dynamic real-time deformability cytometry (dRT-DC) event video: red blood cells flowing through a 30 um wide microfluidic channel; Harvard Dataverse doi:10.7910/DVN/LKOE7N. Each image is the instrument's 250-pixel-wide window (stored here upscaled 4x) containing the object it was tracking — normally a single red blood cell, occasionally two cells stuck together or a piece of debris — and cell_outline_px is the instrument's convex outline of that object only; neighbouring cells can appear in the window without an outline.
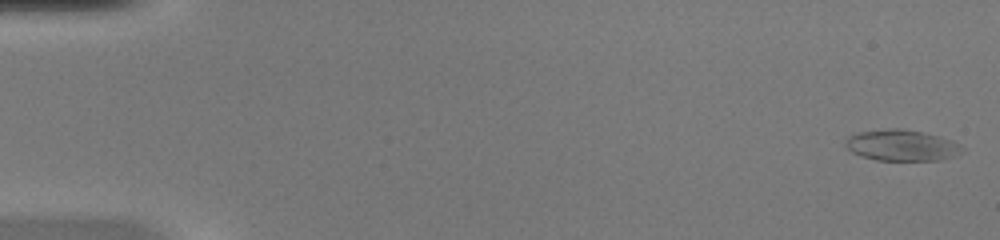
{"species": "common noctule bat (a hibernating species)", "species_latin": "Nyctalus noctula", "temperature_condition": "warm", "stored_images_in_passage": 50, "camera_frame_rate_fps": 3000, "um_per_image_px": 0.085, "animal": {"sex": "female", "body_mass_g": 20.0, "forearm_length_mm": 54.0}, "frame": {"image": 1, "passage_image": 1, "time_ms": 0.0, "image_size_px": [1000, 240], "cell_outline_px": [[964, 152], [956, 156], [940, 160], [876, 160], [860, 156], [852, 152], [844, 144], [844, 140], [848, 136], [856, 132], [888, 128], [900, 128], [924, 132], [940, 136], [952, 140], [960, 144], [964, 148]], "centroid_in_image_um": [76.66, 12.34], "position_along_channel_um": 8.3, "area_um2": 21.56}}
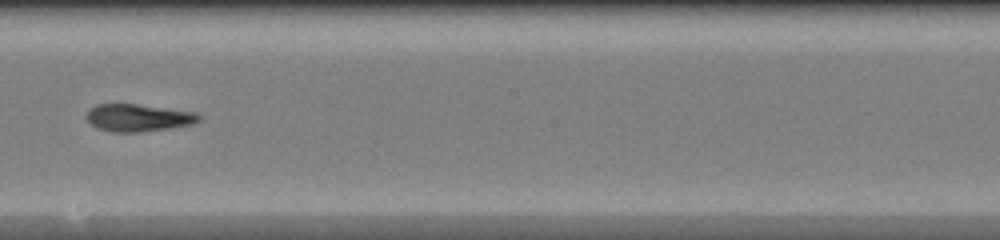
{"frame": {"image": 2, "passage_image": 29, "time_ms": 9.333, "image_size_px": [1000, 240], "cell_outline_px": [[200, 120], [192, 124], [168, 128], [140, 132], [112, 132], [96, 128], [84, 116], [96, 104], [136, 104], [196, 112], [200, 116]], "centroid_in_image_um": [11.73, 10.01], "position_along_channel_um": 236.5, "area_um2": 17.8}}
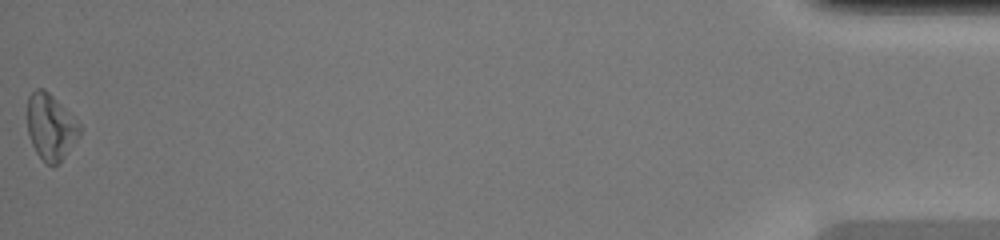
{"frame": {"image": 3, "passage_image": 50, "time_ms": 16.333, "image_size_px": [1000, 240], "cell_outline_px": [[80, 136], [60, 164], [48, 164], [36, 152], [28, 136], [28, 96], [36, 88], [44, 88], [80, 124]], "centroid_in_image_um": [4.31, 10.81], "position_along_channel_um": 430.9, "area_um2": 19.94}, "authors_computed_cell_mechanics": {"area_um2": 18.9295, "velocity_mm_per_s": 4.1447, "shape_relaxation_time_tau1_ms": null, "shape_relaxation_time_tau2_ms": 6.5321, "deformation_change_tau1": null, "deformation_change_tau2": 0.1958}}